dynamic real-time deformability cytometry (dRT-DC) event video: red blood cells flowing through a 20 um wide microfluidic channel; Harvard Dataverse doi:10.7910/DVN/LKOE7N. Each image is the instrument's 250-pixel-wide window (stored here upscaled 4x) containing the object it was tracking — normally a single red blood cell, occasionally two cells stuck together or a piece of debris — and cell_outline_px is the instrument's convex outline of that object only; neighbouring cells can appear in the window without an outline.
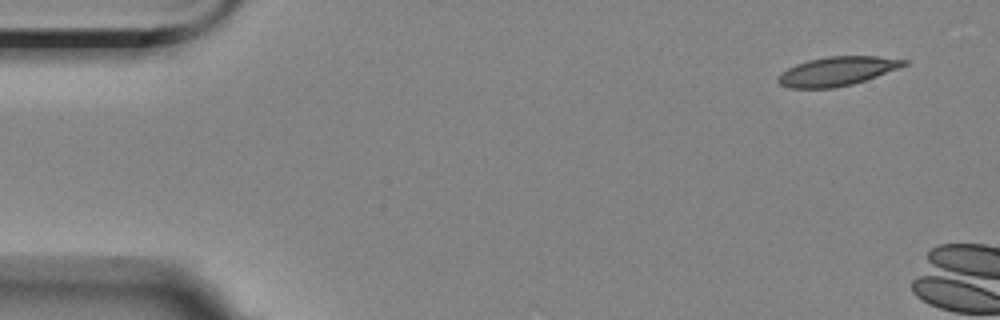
{"species": "Egyptian fruit bat (a non-hibernating species)", "species_latin": "Rousettus aegyptiacus", "temperature_condition": "room temperature", "stored_images_in_passage": 2, "camera_frame_rate_fps": 3000, "um_per_image_px": 0.085, "animal": {"sex": "female"}, "frame": {"image": 1, "passage_image": 2, "time_ms": 1.333, "image_size_px": [1000, 320], "cell_outline_px": [[908, 64], [876, 76], [852, 84], [832, 88], [788, 88], [780, 84], [776, 80], [776, 76], [780, 72], [796, 64], [808, 60], [828, 56], [880, 56], [908, 60]], "centroid_in_image_um": [71.11, 6.05], "position_along_channel_um": 13.9, "area_um2": 21.27}}